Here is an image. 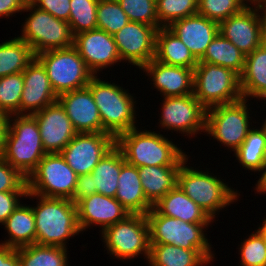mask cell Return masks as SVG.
Instances as JSON below:
<instances>
[{
  "label": "cell",
  "instance_id": "9a60e30c",
  "mask_svg": "<svg viewBox=\"0 0 266 266\" xmlns=\"http://www.w3.org/2000/svg\"><path fill=\"white\" fill-rule=\"evenodd\" d=\"M157 28L129 21L113 35L121 61L141 69L155 57Z\"/></svg>",
  "mask_w": 266,
  "mask_h": 266
},
{
  "label": "cell",
  "instance_id": "ffe728a7",
  "mask_svg": "<svg viewBox=\"0 0 266 266\" xmlns=\"http://www.w3.org/2000/svg\"><path fill=\"white\" fill-rule=\"evenodd\" d=\"M78 224L81 232L92 225L101 227V232L130 213L113 197L99 193L80 199L77 203Z\"/></svg>",
  "mask_w": 266,
  "mask_h": 266
},
{
  "label": "cell",
  "instance_id": "4316f807",
  "mask_svg": "<svg viewBox=\"0 0 266 266\" xmlns=\"http://www.w3.org/2000/svg\"><path fill=\"white\" fill-rule=\"evenodd\" d=\"M179 170L180 166L138 167L143 192L153 206L177 186Z\"/></svg>",
  "mask_w": 266,
  "mask_h": 266
},
{
  "label": "cell",
  "instance_id": "30bf717a",
  "mask_svg": "<svg viewBox=\"0 0 266 266\" xmlns=\"http://www.w3.org/2000/svg\"><path fill=\"white\" fill-rule=\"evenodd\" d=\"M107 253L119 260H131L140 254L148 260L150 251L149 226L143 214H130L108 226L101 233Z\"/></svg>",
  "mask_w": 266,
  "mask_h": 266
},
{
  "label": "cell",
  "instance_id": "11a10c76",
  "mask_svg": "<svg viewBox=\"0 0 266 266\" xmlns=\"http://www.w3.org/2000/svg\"><path fill=\"white\" fill-rule=\"evenodd\" d=\"M259 10L261 12L262 18H266V0H264L260 5H259Z\"/></svg>",
  "mask_w": 266,
  "mask_h": 266
},
{
  "label": "cell",
  "instance_id": "d4e9b609",
  "mask_svg": "<svg viewBox=\"0 0 266 266\" xmlns=\"http://www.w3.org/2000/svg\"><path fill=\"white\" fill-rule=\"evenodd\" d=\"M153 208L167 217L180 219L188 223L211 224L213 220L191 200L178 186L163 196Z\"/></svg>",
  "mask_w": 266,
  "mask_h": 266
},
{
  "label": "cell",
  "instance_id": "83f0119b",
  "mask_svg": "<svg viewBox=\"0 0 266 266\" xmlns=\"http://www.w3.org/2000/svg\"><path fill=\"white\" fill-rule=\"evenodd\" d=\"M154 59L166 65L191 69L199 63L189 48L168 28L157 30Z\"/></svg>",
  "mask_w": 266,
  "mask_h": 266
},
{
  "label": "cell",
  "instance_id": "5bb4252c",
  "mask_svg": "<svg viewBox=\"0 0 266 266\" xmlns=\"http://www.w3.org/2000/svg\"><path fill=\"white\" fill-rule=\"evenodd\" d=\"M114 146L115 138L109 133H77L60 154L70 168L81 176L90 174Z\"/></svg>",
  "mask_w": 266,
  "mask_h": 266
},
{
  "label": "cell",
  "instance_id": "ee69618b",
  "mask_svg": "<svg viewBox=\"0 0 266 266\" xmlns=\"http://www.w3.org/2000/svg\"><path fill=\"white\" fill-rule=\"evenodd\" d=\"M35 7L50 13L57 19L69 21L71 0H29Z\"/></svg>",
  "mask_w": 266,
  "mask_h": 266
},
{
  "label": "cell",
  "instance_id": "7bdbcfd3",
  "mask_svg": "<svg viewBox=\"0 0 266 266\" xmlns=\"http://www.w3.org/2000/svg\"><path fill=\"white\" fill-rule=\"evenodd\" d=\"M28 191L27 178L0 157V192Z\"/></svg>",
  "mask_w": 266,
  "mask_h": 266
},
{
  "label": "cell",
  "instance_id": "4fadbf2b",
  "mask_svg": "<svg viewBox=\"0 0 266 266\" xmlns=\"http://www.w3.org/2000/svg\"><path fill=\"white\" fill-rule=\"evenodd\" d=\"M162 104L159 127L162 126L164 131L174 130L191 138L200 132L205 133L207 109L193 94L164 97Z\"/></svg>",
  "mask_w": 266,
  "mask_h": 266
},
{
  "label": "cell",
  "instance_id": "603a6c76",
  "mask_svg": "<svg viewBox=\"0 0 266 266\" xmlns=\"http://www.w3.org/2000/svg\"><path fill=\"white\" fill-rule=\"evenodd\" d=\"M167 28L189 48L198 61L219 33V23L199 14L177 20Z\"/></svg>",
  "mask_w": 266,
  "mask_h": 266
},
{
  "label": "cell",
  "instance_id": "e575fe53",
  "mask_svg": "<svg viewBox=\"0 0 266 266\" xmlns=\"http://www.w3.org/2000/svg\"><path fill=\"white\" fill-rule=\"evenodd\" d=\"M67 249L38 244L20 247V266H68Z\"/></svg>",
  "mask_w": 266,
  "mask_h": 266
},
{
  "label": "cell",
  "instance_id": "8992f818",
  "mask_svg": "<svg viewBox=\"0 0 266 266\" xmlns=\"http://www.w3.org/2000/svg\"><path fill=\"white\" fill-rule=\"evenodd\" d=\"M145 216L149 226L150 244H171L184 249H198L210 262L214 261L212 245L204 233L210 224L184 222L160 215L154 208Z\"/></svg>",
  "mask_w": 266,
  "mask_h": 266
},
{
  "label": "cell",
  "instance_id": "6da1fadb",
  "mask_svg": "<svg viewBox=\"0 0 266 266\" xmlns=\"http://www.w3.org/2000/svg\"><path fill=\"white\" fill-rule=\"evenodd\" d=\"M25 198L39 200L32 207L36 223V244L67 248L66 243L70 237L81 233L77 206L70 199L44 197L30 192Z\"/></svg>",
  "mask_w": 266,
  "mask_h": 266
},
{
  "label": "cell",
  "instance_id": "9c48e42d",
  "mask_svg": "<svg viewBox=\"0 0 266 266\" xmlns=\"http://www.w3.org/2000/svg\"><path fill=\"white\" fill-rule=\"evenodd\" d=\"M45 67L57 96L87 87L95 76L74 46L45 51L36 55Z\"/></svg>",
  "mask_w": 266,
  "mask_h": 266
},
{
  "label": "cell",
  "instance_id": "60d3db41",
  "mask_svg": "<svg viewBox=\"0 0 266 266\" xmlns=\"http://www.w3.org/2000/svg\"><path fill=\"white\" fill-rule=\"evenodd\" d=\"M130 21L162 28L156 13L155 0H117Z\"/></svg>",
  "mask_w": 266,
  "mask_h": 266
},
{
  "label": "cell",
  "instance_id": "cb8c5ba5",
  "mask_svg": "<svg viewBox=\"0 0 266 266\" xmlns=\"http://www.w3.org/2000/svg\"><path fill=\"white\" fill-rule=\"evenodd\" d=\"M115 199L130 214L146 215L153 208L143 192L138 167L128 163L122 166Z\"/></svg>",
  "mask_w": 266,
  "mask_h": 266
},
{
  "label": "cell",
  "instance_id": "816d5d0a",
  "mask_svg": "<svg viewBox=\"0 0 266 266\" xmlns=\"http://www.w3.org/2000/svg\"><path fill=\"white\" fill-rule=\"evenodd\" d=\"M261 45L266 48V18L262 19L261 25Z\"/></svg>",
  "mask_w": 266,
  "mask_h": 266
},
{
  "label": "cell",
  "instance_id": "d6a6232c",
  "mask_svg": "<svg viewBox=\"0 0 266 266\" xmlns=\"http://www.w3.org/2000/svg\"><path fill=\"white\" fill-rule=\"evenodd\" d=\"M36 55L19 37L0 43V78L23 72Z\"/></svg>",
  "mask_w": 266,
  "mask_h": 266
},
{
  "label": "cell",
  "instance_id": "f907efd6",
  "mask_svg": "<svg viewBox=\"0 0 266 266\" xmlns=\"http://www.w3.org/2000/svg\"><path fill=\"white\" fill-rule=\"evenodd\" d=\"M261 176L257 181V184L255 183L256 187L255 190L260 195L266 193V170L263 173H260Z\"/></svg>",
  "mask_w": 266,
  "mask_h": 266
},
{
  "label": "cell",
  "instance_id": "bcb514c9",
  "mask_svg": "<svg viewBox=\"0 0 266 266\" xmlns=\"http://www.w3.org/2000/svg\"><path fill=\"white\" fill-rule=\"evenodd\" d=\"M93 194L92 174L78 176L73 197L70 199L75 204L82 198Z\"/></svg>",
  "mask_w": 266,
  "mask_h": 266
},
{
  "label": "cell",
  "instance_id": "6f0895ef",
  "mask_svg": "<svg viewBox=\"0 0 266 266\" xmlns=\"http://www.w3.org/2000/svg\"><path fill=\"white\" fill-rule=\"evenodd\" d=\"M265 121H263L264 123L262 124V128L265 130V132H266V119H264Z\"/></svg>",
  "mask_w": 266,
  "mask_h": 266
},
{
  "label": "cell",
  "instance_id": "8d00e7d4",
  "mask_svg": "<svg viewBox=\"0 0 266 266\" xmlns=\"http://www.w3.org/2000/svg\"><path fill=\"white\" fill-rule=\"evenodd\" d=\"M99 0H71L70 24L73 35L97 29V5Z\"/></svg>",
  "mask_w": 266,
  "mask_h": 266
},
{
  "label": "cell",
  "instance_id": "d590c367",
  "mask_svg": "<svg viewBox=\"0 0 266 266\" xmlns=\"http://www.w3.org/2000/svg\"><path fill=\"white\" fill-rule=\"evenodd\" d=\"M24 88L23 72L0 78V113L20 115V99Z\"/></svg>",
  "mask_w": 266,
  "mask_h": 266
},
{
  "label": "cell",
  "instance_id": "e0dca14e",
  "mask_svg": "<svg viewBox=\"0 0 266 266\" xmlns=\"http://www.w3.org/2000/svg\"><path fill=\"white\" fill-rule=\"evenodd\" d=\"M32 116L38 124L47 154L60 153L78 133L58 100Z\"/></svg>",
  "mask_w": 266,
  "mask_h": 266
},
{
  "label": "cell",
  "instance_id": "277c9868",
  "mask_svg": "<svg viewBox=\"0 0 266 266\" xmlns=\"http://www.w3.org/2000/svg\"><path fill=\"white\" fill-rule=\"evenodd\" d=\"M46 154L36 119L32 115L9 116L2 157L28 178Z\"/></svg>",
  "mask_w": 266,
  "mask_h": 266
},
{
  "label": "cell",
  "instance_id": "7c38bea8",
  "mask_svg": "<svg viewBox=\"0 0 266 266\" xmlns=\"http://www.w3.org/2000/svg\"><path fill=\"white\" fill-rule=\"evenodd\" d=\"M78 175L60 153L46 154L27 178L28 192L44 197H73Z\"/></svg>",
  "mask_w": 266,
  "mask_h": 266
},
{
  "label": "cell",
  "instance_id": "ba28073f",
  "mask_svg": "<svg viewBox=\"0 0 266 266\" xmlns=\"http://www.w3.org/2000/svg\"><path fill=\"white\" fill-rule=\"evenodd\" d=\"M193 80V95L206 109L243 98L240 76L229 68L199 62Z\"/></svg>",
  "mask_w": 266,
  "mask_h": 266
},
{
  "label": "cell",
  "instance_id": "4dcf8cb0",
  "mask_svg": "<svg viewBox=\"0 0 266 266\" xmlns=\"http://www.w3.org/2000/svg\"><path fill=\"white\" fill-rule=\"evenodd\" d=\"M149 266H206L210 261L198 249L171 244H150Z\"/></svg>",
  "mask_w": 266,
  "mask_h": 266
},
{
  "label": "cell",
  "instance_id": "7a4b0ae2",
  "mask_svg": "<svg viewBox=\"0 0 266 266\" xmlns=\"http://www.w3.org/2000/svg\"><path fill=\"white\" fill-rule=\"evenodd\" d=\"M156 131L139 130L138 126L120 134L115 145L125 162L136 166H181L189 158L175 143Z\"/></svg>",
  "mask_w": 266,
  "mask_h": 266
},
{
  "label": "cell",
  "instance_id": "7dc6e473",
  "mask_svg": "<svg viewBox=\"0 0 266 266\" xmlns=\"http://www.w3.org/2000/svg\"><path fill=\"white\" fill-rule=\"evenodd\" d=\"M28 0H0V17L22 12Z\"/></svg>",
  "mask_w": 266,
  "mask_h": 266
},
{
  "label": "cell",
  "instance_id": "5b68a950",
  "mask_svg": "<svg viewBox=\"0 0 266 266\" xmlns=\"http://www.w3.org/2000/svg\"><path fill=\"white\" fill-rule=\"evenodd\" d=\"M187 162L188 158L180 166L177 186L214 221L218 212L237 201L240 194L217 175L187 167Z\"/></svg>",
  "mask_w": 266,
  "mask_h": 266
},
{
  "label": "cell",
  "instance_id": "2e32d148",
  "mask_svg": "<svg viewBox=\"0 0 266 266\" xmlns=\"http://www.w3.org/2000/svg\"><path fill=\"white\" fill-rule=\"evenodd\" d=\"M73 46L95 76L121 62L114 37L104 30L97 28L74 35Z\"/></svg>",
  "mask_w": 266,
  "mask_h": 266
},
{
  "label": "cell",
  "instance_id": "f5cc1de1",
  "mask_svg": "<svg viewBox=\"0 0 266 266\" xmlns=\"http://www.w3.org/2000/svg\"><path fill=\"white\" fill-rule=\"evenodd\" d=\"M257 231L263 237L264 241L266 242V218H264L261 227H258Z\"/></svg>",
  "mask_w": 266,
  "mask_h": 266
},
{
  "label": "cell",
  "instance_id": "d6986e66",
  "mask_svg": "<svg viewBox=\"0 0 266 266\" xmlns=\"http://www.w3.org/2000/svg\"><path fill=\"white\" fill-rule=\"evenodd\" d=\"M23 78L20 115H33L58 100L45 67L36 57L23 71Z\"/></svg>",
  "mask_w": 266,
  "mask_h": 266
},
{
  "label": "cell",
  "instance_id": "681fc988",
  "mask_svg": "<svg viewBox=\"0 0 266 266\" xmlns=\"http://www.w3.org/2000/svg\"><path fill=\"white\" fill-rule=\"evenodd\" d=\"M8 118L9 116L0 113V157H2L4 153L5 134L8 126Z\"/></svg>",
  "mask_w": 266,
  "mask_h": 266
},
{
  "label": "cell",
  "instance_id": "836d02e7",
  "mask_svg": "<svg viewBox=\"0 0 266 266\" xmlns=\"http://www.w3.org/2000/svg\"><path fill=\"white\" fill-rule=\"evenodd\" d=\"M266 148V132L253 127L241 146L234 152V156L244 169L263 173V155Z\"/></svg>",
  "mask_w": 266,
  "mask_h": 266
},
{
  "label": "cell",
  "instance_id": "7402d4cb",
  "mask_svg": "<svg viewBox=\"0 0 266 266\" xmlns=\"http://www.w3.org/2000/svg\"><path fill=\"white\" fill-rule=\"evenodd\" d=\"M58 101L78 133L102 132L99 109L88 87L63 93Z\"/></svg>",
  "mask_w": 266,
  "mask_h": 266
},
{
  "label": "cell",
  "instance_id": "f546056e",
  "mask_svg": "<svg viewBox=\"0 0 266 266\" xmlns=\"http://www.w3.org/2000/svg\"><path fill=\"white\" fill-rule=\"evenodd\" d=\"M9 239L1 245L20 248L36 244V223L32 205L20 203L3 224Z\"/></svg>",
  "mask_w": 266,
  "mask_h": 266
},
{
  "label": "cell",
  "instance_id": "f35d334b",
  "mask_svg": "<svg viewBox=\"0 0 266 266\" xmlns=\"http://www.w3.org/2000/svg\"><path fill=\"white\" fill-rule=\"evenodd\" d=\"M96 17L97 28L112 36L130 21L117 0H99Z\"/></svg>",
  "mask_w": 266,
  "mask_h": 266
},
{
  "label": "cell",
  "instance_id": "f6af8a7d",
  "mask_svg": "<svg viewBox=\"0 0 266 266\" xmlns=\"http://www.w3.org/2000/svg\"><path fill=\"white\" fill-rule=\"evenodd\" d=\"M28 191L0 192V223L3 225L7 218L20 205L19 198L26 197Z\"/></svg>",
  "mask_w": 266,
  "mask_h": 266
},
{
  "label": "cell",
  "instance_id": "9f6ffc18",
  "mask_svg": "<svg viewBox=\"0 0 266 266\" xmlns=\"http://www.w3.org/2000/svg\"><path fill=\"white\" fill-rule=\"evenodd\" d=\"M266 170V148L263 155V172Z\"/></svg>",
  "mask_w": 266,
  "mask_h": 266
},
{
  "label": "cell",
  "instance_id": "484cf974",
  "mask_svg": "<svg viewBox=\"0 0 266 266\" xmlns=\"http://www.w3.org/2000/svg\"><path fill=\"white\" fill-rule=\"evenodd\" d=\"M240 89L244 99L266 100V48L262 45L246 55Z\"/></svg>",
  "mask_w": 266,
  "mask_h": 266
},
{
  "label": "cell",
  "instance_id": "b9f144b4",
  "mask_svg": "<svg viewBox=\"0 0 266 266\" xmlns=\"http://www.w3.org/2000/svg\"><path fill=\"white\" fill-rule=\"evenodd\" d=\"M239 246V266H266V242L258 231L251 233Z\"/></svg>",
  "mask_w": 266,
  "mask_h": 266
},
{
  "label": "cell",
  "instance_id": "3957f363",
  "mask_svg": "<svg viewBox=\"0 0 266 266\" xmlns=\"http://www.w3.org/2000/svg\"><path fill=\"white\" fill-rule=\"evenodd\" d=\"M99 109L102 133L115 139L136 127V101L123 87L94 76L87 85ZM136 107V108H135Z\"/></svg>",
  "mask_w": 266,
  "mask_h": 266
},
{
  "label": "cell",
  "instance_id": "8fae6325",
  "mask_svg": "<svg viewBox=\"0 0 266 266\" xmlns=\"http://www.w3.org/2000/svg\"><path fill=\"white\" fill-rule=\"evenodd\" d=\"M247 102L248 99L242 98L207 109L205 133L235 152L252 129Z\"/></svg>",
  "mask_w": 266,
  "mask_h": 266
},
{
  "label": "cell",
  "instance_id": "74e56055",
  "mask_svg": "<svg viewBox=\"0 0 266 266\" xmlns=\"http://www.w3.org/2000/svg\"><path fill=\"white\" fill-rule=\"evenodd\" d=\"M198 0H156V13L162 28L197 14Z\"/></svg>",
  "mask_w": 266,
  "mask_h": 266
},
{
  "label": "cell",
  "instance_id": "c3c4849f",
  "mask_svg": "<svg viewBox=\"0 0 266 266\" xmlns=\"http://www.w3.org/2000/svg\"><path fill=\"white\" fill-rule=\"evenodd\" d=\"M0 266H20L18 248L0 244Z\"/></svg>",
  "mask_w": 266,
  "mask_h": 266
},
{
  "label": "cell",
  "instance_id": "f1b7e54d",
  "mask_svg": "<svg viewBox=\"0 0 266 266\" xmlns=\"http://www.w3.org/2000/svg\"><path fill=\"white\" fill-rule=\"evenodd\" d=\"M122 151L115 145L92 170L93 194L115 198L122 166L125 164Z\"/></svg>",
  "mask_w": 266,
  "mask_h": 266
},
{
  "label": "cell",
  "instance_id": "ac0fdd59",
  "mask_svg": "<svg viewBox=\"0 0 266 266\" xmlns=\"http://www.w3.org/2000/svg\"><path fill=\"white\" fill-rule=\"evenodd\" d=\"M262 16L258 7L246 6L219 23V33L248 55L261 46Z\"/></svg>",
  "mask_w": 266,
  "mask_h": 266
},
{
  "label": "cell",
  "instance_id": "db71d44e",
  "mask_svg": "<svg viewBox=\"0 0 266 266\" xmlns=\"http://www.w3.org/2000/svg\"><path fill=\"white\" fill-rule=\"evenodd\" d=\"M246 6L259 7L264 0H242ZM250 3V4H249Z\"/></svg>",
  "mask_w": 266,
  "mask_h": 266
},
{
  "label": "cell",
  "instance_id": "1f68e13d",
  "mask_svg": "<svg viewBox=\"0 0 266 266\" xmlns=\"http://www.w3.org/2000/svg\"><path fill=\"white\" fill-rule=\"evenodd\" d=\"M245 58L246 55L244 53L218 33L199 62H207L229 68L240 76L244 70Z\"/></svg>",
  "mask_w": 266,
  "mask_h": 266
},
{
  "label": "cell",
  "instance_id": "ab89813d",
  "mask_svg": "<svg viewBox=\"0 0 266 266\" xmlns=\"http://www.w3.org/2000/svg\"><path fill=\"white\" fill-rule=\"evenodd\" d=\"M245 7L242 0H198L197 14L220 23Z\"/></svg>",
  "mask_w": 266,
  "mask_h": 266
},
{
  "label": "cell",
  "instance_id": "52a82bcc",
  "mask_svg": "<svg viewBox=\"0 0 266 266\" xmlns=\"http://www.w3.org/2000/svg\"><path fill=\"white\" fill-rule=\"evenodd\" d=\"M22 12L30 14L23 22L22 33L18 37L32 48L35 55L73 46L74 35L67 21L35 7L29 0Z\"/></svg>",
  "mask_w": 266,
  "mask_h": 266
},
{
  "label": "cell",
  "instance_id": "44dd1931",
  "mask_svg": "<svg viewBox=\"0 0 266 266\" xmlns=\"http://www.w3.org/2000/svg\"><path fill=\"white\" fill-rule=\"evenodd\" d=\"M140 70L152 77L153 86L163 98L193 94L194 69L166 65L153 58Z\"/></svg>",
  "mask_w": 266,
  "mask_h": 266
}]
</instances>
